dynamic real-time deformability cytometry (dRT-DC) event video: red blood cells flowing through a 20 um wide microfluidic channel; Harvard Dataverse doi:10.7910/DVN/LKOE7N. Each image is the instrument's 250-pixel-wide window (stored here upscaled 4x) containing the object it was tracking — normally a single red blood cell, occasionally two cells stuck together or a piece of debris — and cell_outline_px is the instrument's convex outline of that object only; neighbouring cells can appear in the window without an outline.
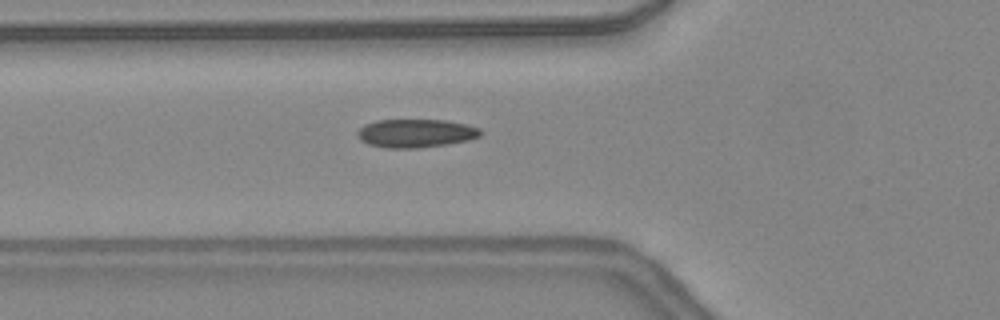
{"species": "common noctule bat (a hibernating species)", "species_latin": "Nyctalus noctula", "temperature_condition": "warm", "stored_images_in_passage": 16, "camera_frame_rate_fps": 3000, "um_per_image_px": 0.085, "animal": {"sex": "female", "body_mass_g": 24.6, "forearm_length_mm": 56.2}, "frame": {"image": 1, "passage_image": 3, "time_ms": 0.667, "image_size_px": [1000, 320], "cell_outline_px": [[484, 132], [480, 136], [468, 140], [448, 144], [420, 148], [384, 148], [368, 144], [360, 140], [356, 132], [364, 124], [376, 120], [444, 120], [468, 124], [480, 128]], "centroid_in_image_um": [35.35, 11.33], "position_along_channel_um": 90.5, "area_um2": 20.63}}
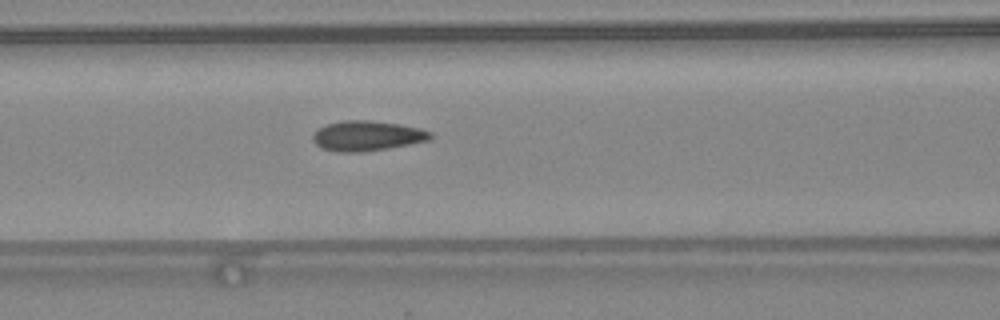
{"frame": {"image": 2, "passage_image": 6, "time_ms": 1.667, "image_size_px": [1000, 320], "cell_outline_px": [[432, 136], [428, 140], [408, 144], [364, 152], [336, 152], [320, 148], [312, 140], [312, 136], [316, 128], [328, 124], [344, 120], [372, 120], [420, 128], [432, 132]], "centroid_in_image_um": [31.14, 11.54], "position_along_channel_um": 135.5, "area_um2": 20.58}}